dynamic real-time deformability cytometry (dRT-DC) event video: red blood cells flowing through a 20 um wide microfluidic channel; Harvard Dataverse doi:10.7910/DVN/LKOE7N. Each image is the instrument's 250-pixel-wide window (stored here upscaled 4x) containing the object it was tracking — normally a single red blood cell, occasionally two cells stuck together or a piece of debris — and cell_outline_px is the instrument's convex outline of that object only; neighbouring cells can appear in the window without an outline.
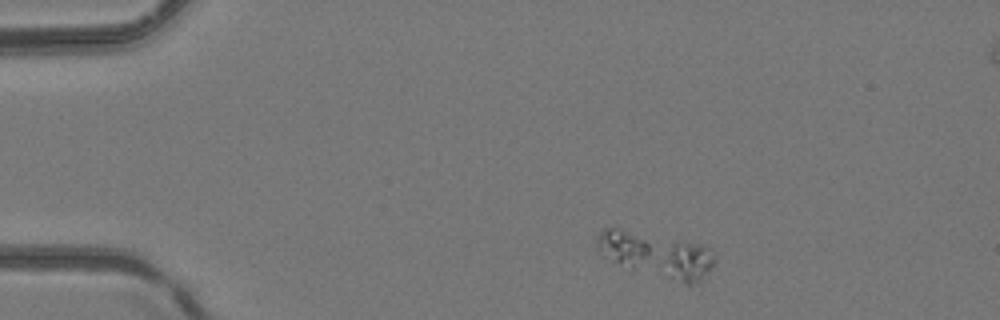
{"species": "common noctule bat (a hibernating species)", "species_latin": "Nyctalus noctula", "temperature_condition": "room temperature", "stored_images_in_passage": 4, "camera_frame_rate_fps": 3000, "um_per_image_px": 0.085, "animal": {"sex": "female", "body_mass_g": 24.6, "forearm_length_mm": 56.2}, "frame": {"image": 1, "passage_image": 1, "time_ms": 0.0, "image_size_px": [1000, 320], "cell_outline_px": [[716, 264], [700, 284], [688, 288], [668, 276], [668, 256], [672, 244], [684, 240], [704, 244], [716, 252]], "centroid_in_image_um": [58.68, 22.32], "position_along_channel_um": 26.3, "area_um2": 12.54}}